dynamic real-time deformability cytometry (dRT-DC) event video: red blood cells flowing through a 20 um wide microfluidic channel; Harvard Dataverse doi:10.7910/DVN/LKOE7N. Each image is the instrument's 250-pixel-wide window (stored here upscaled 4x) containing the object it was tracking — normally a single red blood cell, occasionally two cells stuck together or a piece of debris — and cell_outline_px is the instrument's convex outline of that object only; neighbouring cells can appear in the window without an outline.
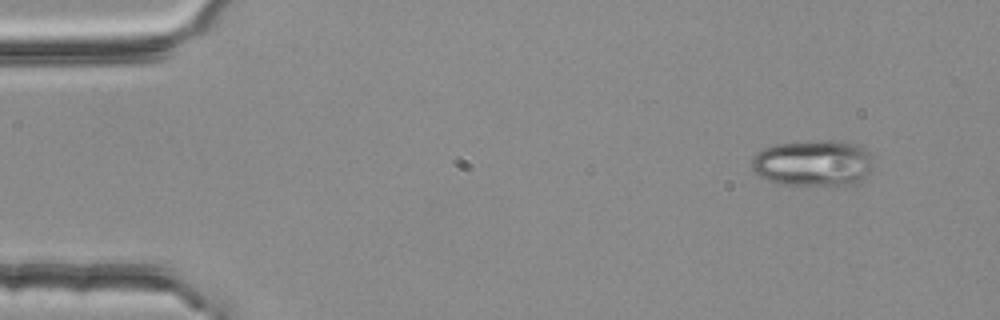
{"species": "common noctule bat (a hibernating species)", "species_latin": "Nyctalus noctula", "temperature_condition": "room temperature", "stored_images_in_passage": 4, "camera_frame_rate_fps": 3000, "um_per_image_px": 0.085, "animal": {"sex": "female", "body_mass_g": 25.1}, "frame": {"image": 1, "passage_image": 4, "time_ms": 1.0, "image_size_px": [1000, 320], "cell_outline_px": [[868, 172], [856, 180], [844, 184], [784, 184], [768, 180], [760, 176], [752, 168], [752, 160], [764, 148], [776, 144], [828, 140], [856, 144], [864, 148], [868, 152]], "centroid_in_image_um": [69.03, 13.84], "position_along_channel_um": 16.0, "area_um2": 31.21}}